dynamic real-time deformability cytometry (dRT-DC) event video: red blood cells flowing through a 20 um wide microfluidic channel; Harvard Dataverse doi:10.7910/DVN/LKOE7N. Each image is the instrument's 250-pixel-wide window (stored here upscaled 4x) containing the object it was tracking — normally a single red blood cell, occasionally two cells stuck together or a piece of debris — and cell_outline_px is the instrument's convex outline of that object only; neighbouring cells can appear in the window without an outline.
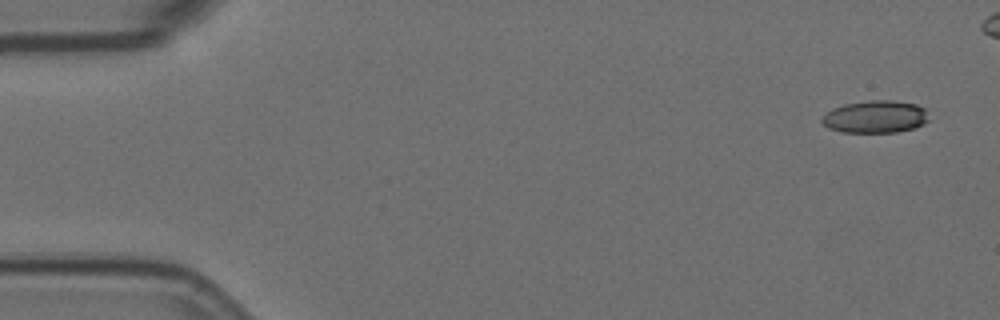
{"species": "Egyptian fruit bat (a non-hibernating species)", "species_latin": "Rousettus aegyptiacus", "temperature_condition": "room temperature", "stored_images_in_passage": 5, "camera_frame_rate_fps": 3000, "um_per_image_px": 0.085, "animal": {"sex": "female"}, "frame": {"image": 1, "passage_image": 1, "time_ms": 0.0, "image_size_px": [1000, 320], "cell_outline_px": [[928, 120], [924, 124], [912, 128], [896, 132], [840, 132], [828, 128], [820, 120], [820, 116], [832, 108], [844, 104], [872, 100], [888, 100], [916, 104], [924, 108]], "centroid_in_image_um": [74.34, 9.93], "position_along_channel_um": 10.7, "area_um2": 20.17}}